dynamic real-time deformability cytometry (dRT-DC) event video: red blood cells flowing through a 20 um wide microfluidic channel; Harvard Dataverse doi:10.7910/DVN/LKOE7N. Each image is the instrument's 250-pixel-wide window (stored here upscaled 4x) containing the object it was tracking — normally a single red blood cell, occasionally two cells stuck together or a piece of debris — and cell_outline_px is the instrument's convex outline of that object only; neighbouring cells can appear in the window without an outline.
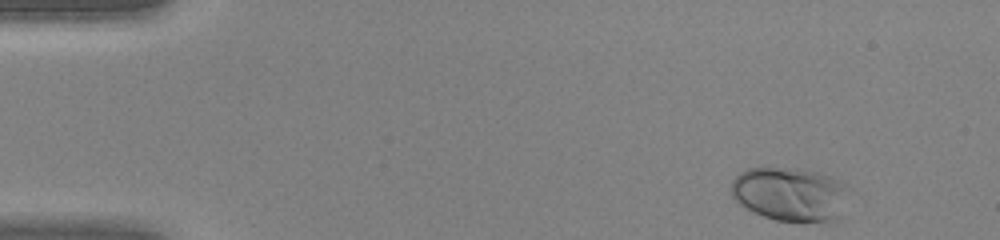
{"species": "human", "species_latin": "Homo sapiens", "temperature_condition": "warm", "stored_images_in_passage": 41, "camera_frame_rate_fps": 3000, "um_per_image_px": 0.085, "donor": {"sex": "female"}, "frame": {"image": 1, "passage_image": 1, "time_ms": 0.0, "image_size_px": [1000, 240], "cell_outline_px": [[844, 188], [836, 220], [804, 224], [776, 220], [764, 216], [740, 204], [732, 196], [732, 180], [740, 172], [748, 168], [776, 168], [820, 172], [840, 180], [844, 184]], "centroid_in_image_um": [67.08, 16.52], "position_along_channel_um": 17.9, "area_um2": 36.18}}
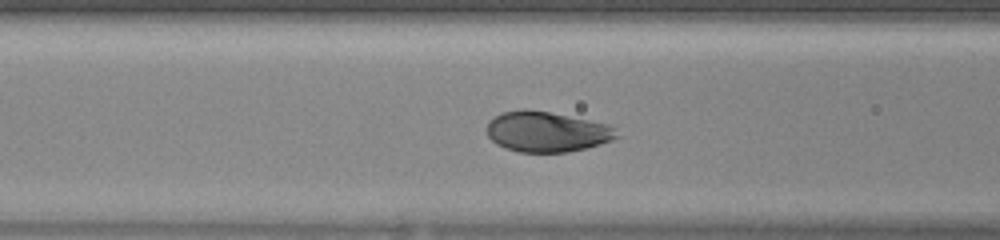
{"frame": {"image": 2, "passage_image": 15, "time_ms": 4.667, "image_size_px": [1000, 240], "cell_outline_px": [[620, 136], [612, 140], [600, 144], [568, 152], [520, 152], [504, 148], [496, 144], [488, 136], [484, 128], [488, 120], [504, 112], [524, 108], [548, 112], [608, 124]], "centroid_in_image_um": [46.41, 11.2], "position_along_channel_um": 120.2, "area_um2": 30.52}}
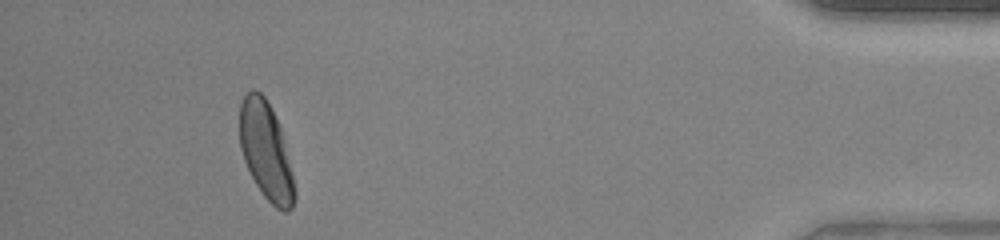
{"frame": {"image": 3, "passage_image": 38, "time_ms": 12.333, "image_size_px": [1000, 240], "cell_outline_px": [[296, 196], [292, 208], [288, 212], [284, 212], [276, 208], [264, 196], [256, 184], [244, 160], [240, 148], [240, 104], [244, 96], [252, 88], [256, 88], [264, 96], [280, 128], [296, 188]], "centroid_in_image_um": [22.6, 12.87], "position_along_channel_um": 412.6, "area_um2": 30.75}}